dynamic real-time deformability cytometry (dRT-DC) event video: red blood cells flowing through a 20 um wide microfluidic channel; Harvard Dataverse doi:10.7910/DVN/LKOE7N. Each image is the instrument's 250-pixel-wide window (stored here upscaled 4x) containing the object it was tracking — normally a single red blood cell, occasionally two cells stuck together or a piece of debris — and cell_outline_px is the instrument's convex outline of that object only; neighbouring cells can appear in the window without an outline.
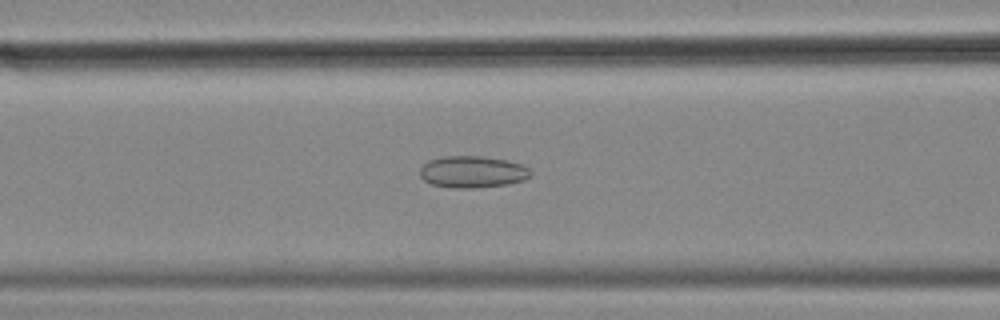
{"species": "common noctule bat (a hibernating species)", "species_latin": "Nyctalus noctula", "temperature_condition": "cold", "stored_images_in_passage": 52, "camera_frame_rate_fps": 3000, "um_per_image_px": 0.085, "animal": {"sex": "female", "body_mass_g": 18.4}, "frame": {"image": 1, "passage_image": 19, "time_ms": 6.0, "image_size_px": [1000, 320], "cell_outline_px": [[532, 172], [524, 180], [508, 184], [472, 188], [452, 188], [432, 184], [424, 180], [420, 176], [420, 168], [428, 160], [444, 156], [480, 156], [508, 160], [524, 164]], "centroid_in_image_um": [40.16, 14.6], "position_along_channel_um": 126.4, "area_um2": 20.58}}
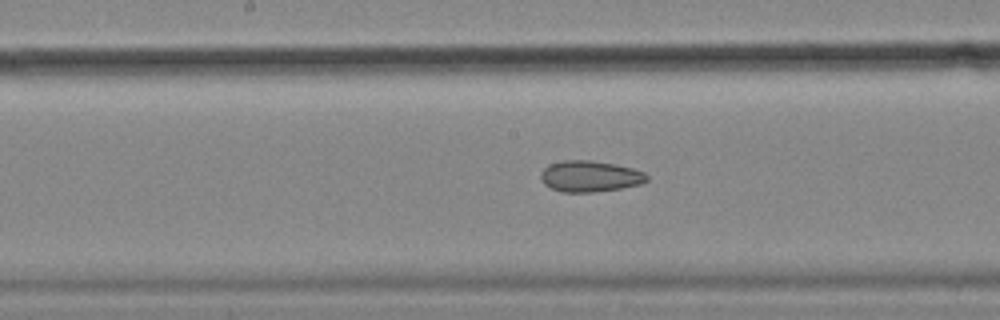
{"frame": {"image": 2, "passage_image": 25, "time_ms": 8.0, "image_size_px": [1000, 320], "cell_outline_px": [[648, 180], [640, 184], [620, 188], [592, 192], [560, 192], [544, 184], [540, 180], [540, 172], [548, 164], [560, 160], [592, 160], [616, 164], [632, 168], [644, 172], [648, 176]], "centroid_in_image_um": [50.11, 14.97], "position_along_channel_um": 198.1, "area_um2": 19.42}}
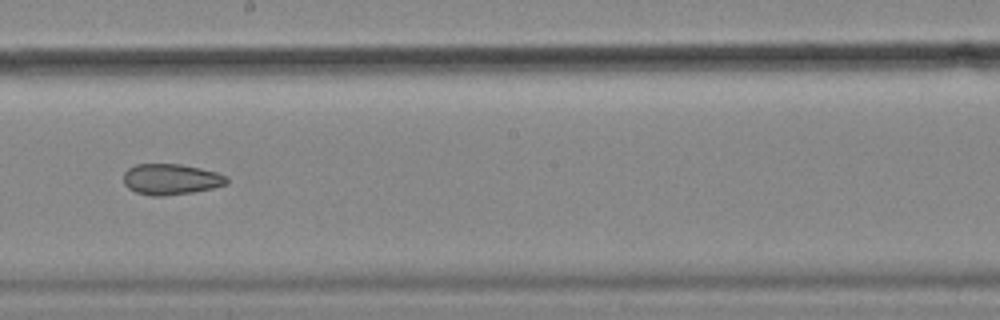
{"frame": {"image": 3, "passage_image": 28, "time_ms": 9.0, "image_size_px": [1000, 320], "cell_outline_px": [[228, 184], [212, 188], [192, 192], [164, 196], [152, 196], [136, 192], [128, 188], [124, 184], [124, 172], [128, 168], [136, 164], [180, 164], [200, 168], [216, 172], [228, 176]], "centroid_in_image_um": [14.53, 15.24], "position_along_channel_um": 233.7, "area_um2": 18.61}, "authors_computed_cell_mechanics": {"area_um2": 22.0218, "velocity_mm_per_s": 3.5835, "shape_relaxation_time_tau1_ms": null, "shape_relaxation_time_tau2_ms": 3.636, "deformation_change_tau1": null, "deformation_change_tau2": 0.0979}}